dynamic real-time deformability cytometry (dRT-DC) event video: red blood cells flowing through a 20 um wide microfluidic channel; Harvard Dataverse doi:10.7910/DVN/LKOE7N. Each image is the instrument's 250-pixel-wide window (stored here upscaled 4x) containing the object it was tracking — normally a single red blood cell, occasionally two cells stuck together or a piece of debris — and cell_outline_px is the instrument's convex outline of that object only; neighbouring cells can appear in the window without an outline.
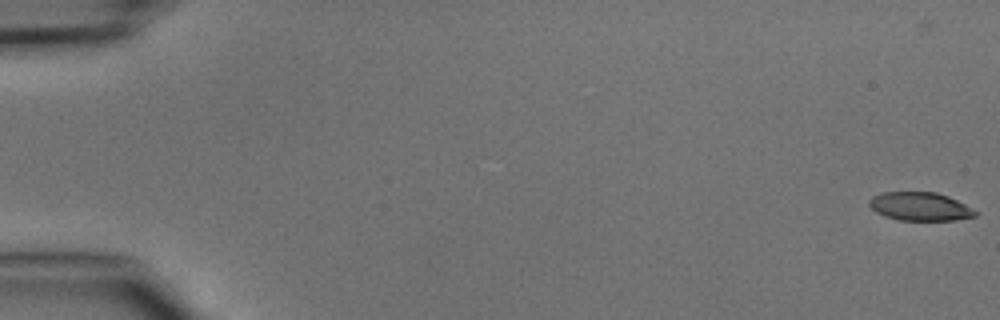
{"species": "common noctule bat (a hibernating species)", "species_latin": "Nyctalus noctula", "temperature_condition": "cold", "stored_images_in_passage": 49, "camera_frame_rate_fps": 3000, "um_per_image_px": 0.085, "animal": {"sex": "male", "body_mass_g": 15.6}, "frame": {"image": 1, "passage_image": 1, "time_ms": 0.0, "image_size_px": [1000, 320], "cell_outline_px": [[976, 216], [956, 220], [900, 220], [884, 216], [876, 212], [868, 204], [868, 200], [872, 196], [884, 192], [936, 192], [948, 196], [964, 204], [976, 212]], "centroid_in_image_um": [78.16, 17.55], "position_along_channel_um": 6.8, "area_um2": 17.46}}
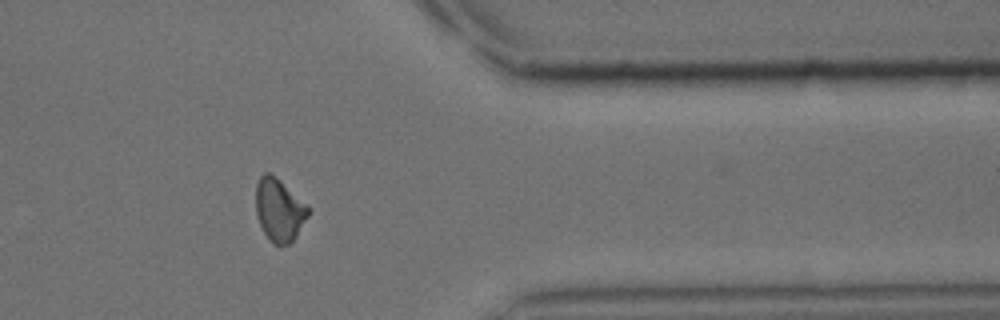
{"frame": {"image": 2, "passage_image": 40, "time_ms": 13.0, "image_size_px": [1000, 320], "cell_outline_px": [[312, 208], [308, 216], [296, 236], [288, 244], [272, 244], [264, 232], [260, 224], [256, 212], [256, 184], [260, 176], [264, 172], [268, 172], [276, 176], [308, 204]], "centroid_in_image_um": [23.75, 17.81], "position_along_channel_um": 387.6, "area_um2": 19.31}}
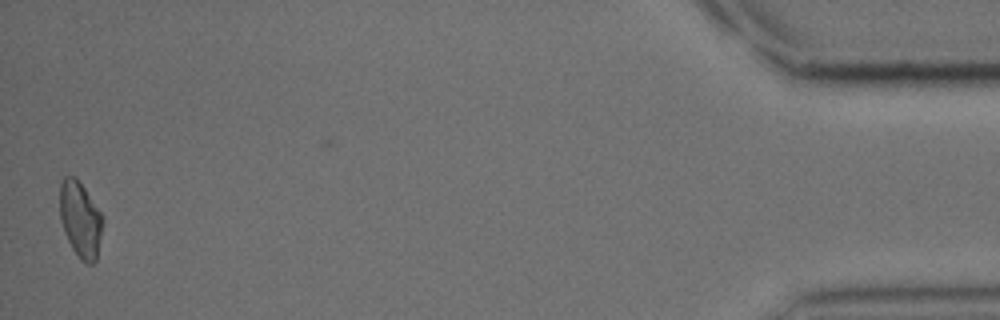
{"frame": {"image": 3, "passage_image": 48, "time_ms": 15.667, "image_size_px": [1000, 320], "cell_outline_px": [[104, 220], [96, 260], [92, 264], [88, 264], [80, 260], [72, 248], [64, 232], [60, 220], [60, 184], [64, 176], [76, 176], [104, 216]], "centroid_in_image_um": [6.84, 18.65], "position_along_channel_um": 428.4, "area_um2": 19.19}}